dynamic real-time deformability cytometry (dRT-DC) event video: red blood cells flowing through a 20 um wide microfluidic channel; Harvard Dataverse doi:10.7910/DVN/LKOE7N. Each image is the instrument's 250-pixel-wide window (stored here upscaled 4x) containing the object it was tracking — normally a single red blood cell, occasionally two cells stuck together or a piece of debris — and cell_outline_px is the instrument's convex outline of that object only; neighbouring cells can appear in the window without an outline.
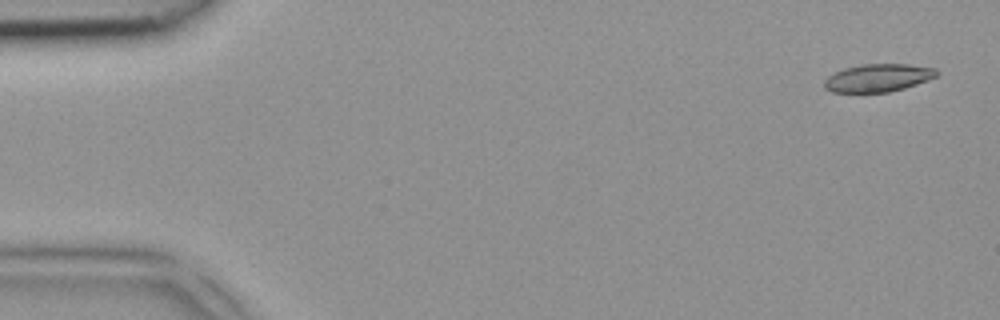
{"species": "common noctule bat (a hibernating species)", "species_latin": "Nyctalus noctula", "temperature_condition": "room temperature", "stored_images_in_passage": 4, "camera_frame_rate_fps": 3000, "um_per_image_px": 0.085, "animal": {"sex": "female", "body_mass_g": 18.4}, "frame": {"image": 1, "passage_image": 1, "time_ms": 0.0, "image_size_px": [1000, 320], "cell_outline_px": [[940, 76], [904, 88], [888, 92], [832, 92], [824, 88], [824, 80], [828, 76], [844, 68], [864, 64], [908, 64], [936, 68], [940, 72]], "centroid_in_image_um": [74.68, 6.61], "position_along_channel_um": 10.3, "area_um2": 18.32}}
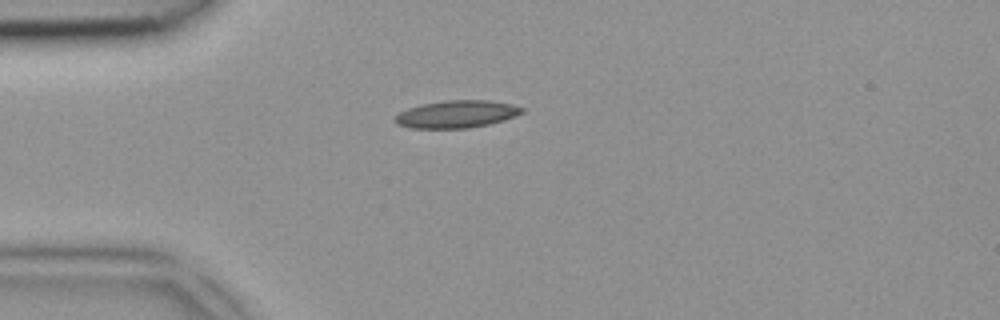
{"frame": {"image": 2, "passage_image": 4, "time_ms": 1.0, "image_size_px": [1000, 320], "cell_outline_px": [[524, 112], [516, 116], [504, 120], [488, 124], [468, 128], [412, 128], [396, 124], [392, 120], [392, 116], [408, 108], [420, 104], [444, 100], [488, 100], [512, 104], [524, 108]], "centroid_in_image_um": [38.78, 9.7], "position_along_channel_um": 46.2, "area_um2": 20.52}}